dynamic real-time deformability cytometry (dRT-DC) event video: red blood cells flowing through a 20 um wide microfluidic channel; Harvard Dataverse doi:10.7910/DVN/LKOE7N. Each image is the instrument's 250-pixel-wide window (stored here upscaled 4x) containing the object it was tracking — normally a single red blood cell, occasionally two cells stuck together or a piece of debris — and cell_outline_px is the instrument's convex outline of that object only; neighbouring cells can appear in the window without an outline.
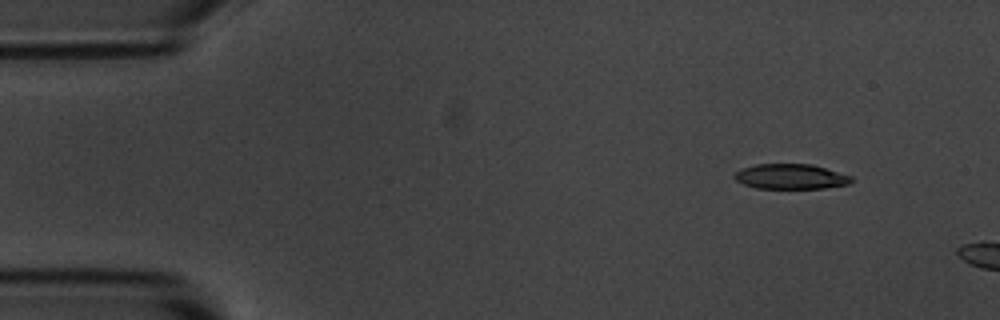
{"species": "common noctule bat (a hibernating species)", "species_latin": "Nyctalus noctula", "temperature_condition": "room temperature", "stored_images_in_passage": 4, "camera_frame_rate_fps": 3000, "um_per_image_px": 0.085, "animal": {"sex": "male", "body_mass_g": 20.1, "forearm_length_mm": 53.5}, "frame": {"image": 1, "passage_image": 2, "time_ms": 1.333, "image_size_px": [1000, 320], "cell_outline_px": [[856, 180], [848, 184], [824, 188], [756, 188], [744, 184], [736, 180], [732, 176], [736, 172], [744, 168], [756, 164], [812, 164], [852, 176]], "centroid_in_image_um": [67.24, 15.01], "position_along_channel_um": 17.8, "area_um2": 17.05}}